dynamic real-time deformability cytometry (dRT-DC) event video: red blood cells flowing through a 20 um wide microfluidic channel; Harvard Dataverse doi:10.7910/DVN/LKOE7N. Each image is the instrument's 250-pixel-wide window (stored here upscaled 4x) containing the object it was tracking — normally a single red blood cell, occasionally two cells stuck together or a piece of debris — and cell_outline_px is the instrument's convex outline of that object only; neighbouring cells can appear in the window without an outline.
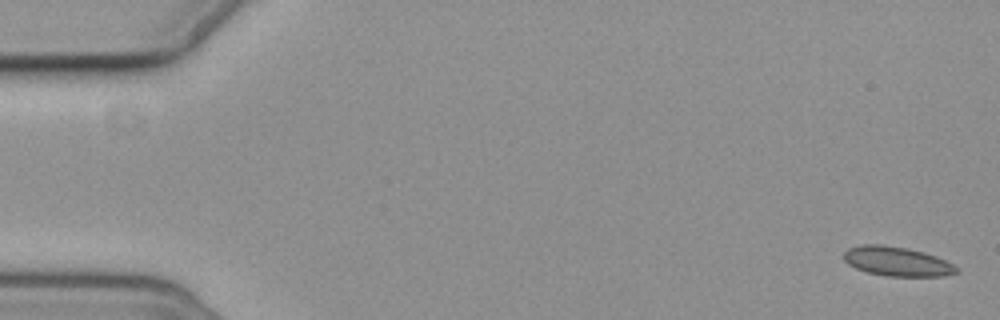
{"species": "common noctule bat (a hibernating species)", "species_latin": "Nyctalus noctula", "temperature_condition": "cold", "stored_images_in_passage": 2, "camera_frame_rate_fps": 3000, "um_per_image_px": 0.085, "animal": {"sex": "female", "body_mass_g": 19.3, "forearm_length_mm": 54.1}, "frame": {"image": 1, "passage_image": 1, "time_ms": 0.0, "image_size_px": [1000, 320], "cell_outline_px": [[960, 272], [944, 276], [884, 276], [868, 272], [856, 268], [848, 264], [844, 260], [844, 252], [848, 248], [864, 244], [880, 244], [908, 248], [924, 252], [936, 256], [960, 268]], "centroid_in_image_um": [76.26, 22.22], "position_along_channel_um": 8.7, "area_um2": 19.36}}